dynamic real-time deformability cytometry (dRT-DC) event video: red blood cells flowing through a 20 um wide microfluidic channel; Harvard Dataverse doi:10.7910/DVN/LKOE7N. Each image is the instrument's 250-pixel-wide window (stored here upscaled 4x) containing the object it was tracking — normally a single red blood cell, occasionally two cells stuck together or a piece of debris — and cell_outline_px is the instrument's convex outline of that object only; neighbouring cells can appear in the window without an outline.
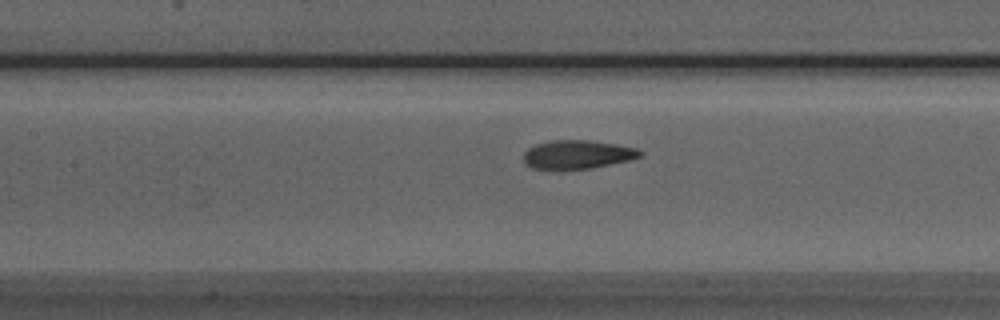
{"species": "Egyptian fruit bat (a non-hibernating species)", "species_latin": "Rousettus aegyptiacus", "temperature_condition": "room temperature", "stored_images_in_passage": 47, "camera_frame_rate_fps": 3000, "um_per_image_px": 0.085, "animal": {"sex": "male"}, "frame": {"image": 1, "passage_image": 23, "time_ms": 7.333, "image_size_px": [1000, 320], "cell_outline_px": [[644, 156], [628, 160], [592, 168], [532, 168], [524, 164], [524, 152], [528, 148], [536, 144], [552, 140], [588, 140], [616, 144], [636, 148], [644, 152]], "centroid_in_image_um": [49.1, 13.11], "position_along_channel_um": 158.3, "area_um2": 19.25}}
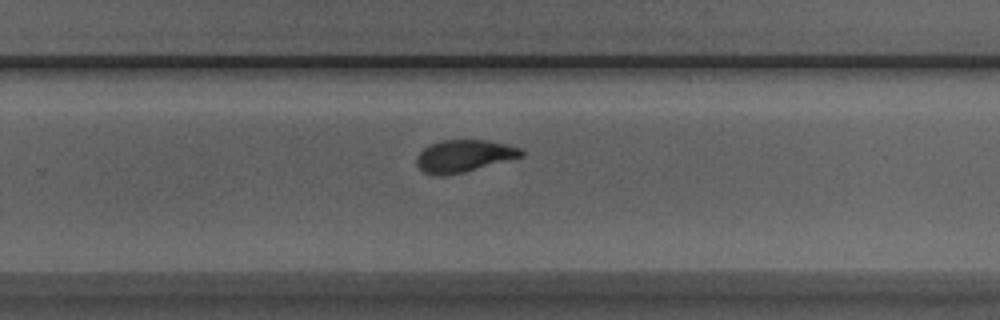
{"frame": {"image": 2, "passage_image": 33, "time_ms": 10.667, "image_size_px": [1000, 320], "cell_outline_px": [[524, 156], [464, 172], [444, 176], [432, 176], [424, 172], [416, 164], [416, 156], [428, 144], [440, 140], [488, 140], [520, 148], [524, 152]], "centroid_in_image_um": [39.39, 13.26], "position_along_channel_um": 290.4, "area_um2": 19.77}}
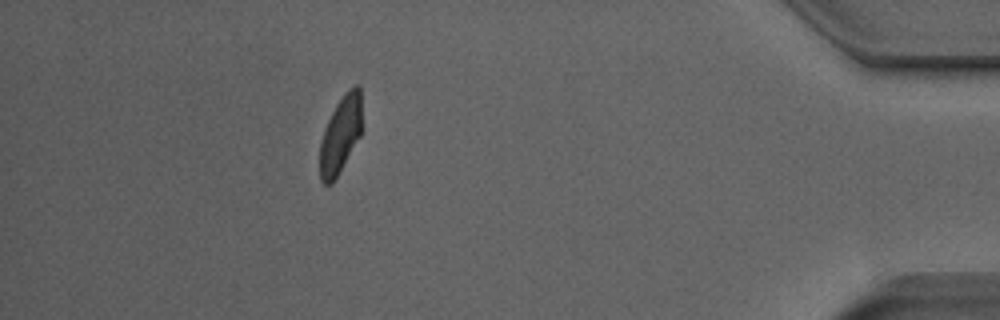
{"frame": {"image": 3, "passage_image": 46, "time_ms": 15.0, "image_size_px": [1000, 320], "cell_outline_px": [[360, 136], [332, 184], [324, 184], [320, 180], [320, 140], [324, 128], [336, 104], [348, 88], [356, 84], [360, 84]], "centroid_in_image_um": [28.92, 11.44], "position_along_channel_um": 406.3, "area_um2": 18.61}, "authors_computed_cell_mechanics": {"area_um2": 20.1144, "velocity_mm_per_s": 3.9827, "shape_relaxation_time_tau1_ms": 3.3123, "shape_relaxation_time_tau2_ms": 1.267, "deformation_change_tau1": 0.1678, "deformation_change_tau2": 0.077}}